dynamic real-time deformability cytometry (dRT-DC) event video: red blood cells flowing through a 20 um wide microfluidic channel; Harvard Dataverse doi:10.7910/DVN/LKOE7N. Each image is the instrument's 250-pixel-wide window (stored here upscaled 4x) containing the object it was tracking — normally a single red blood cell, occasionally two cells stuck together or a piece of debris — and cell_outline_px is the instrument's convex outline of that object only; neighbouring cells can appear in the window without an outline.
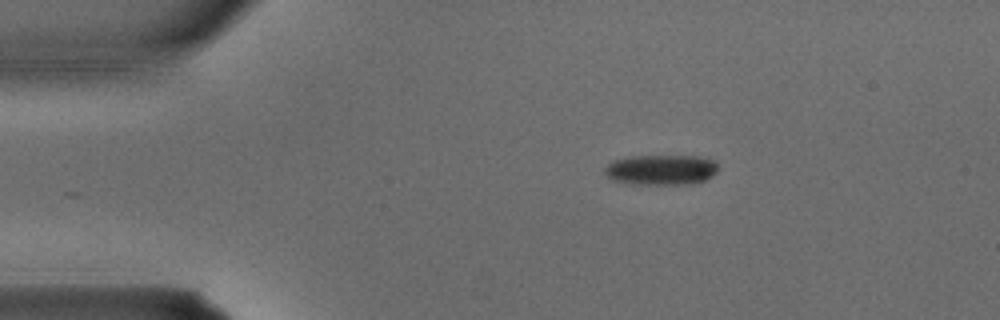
{"species": "common noctule bat (a hibernating species)", "species_latin": "Nyctalus noctula", "temperature_condition": "warm", "stored_images_in_passage": 2, "camera_frame_rate_fps": 3000, "um_per_image_px": 0.085, "animal": {"sex": "male", "body_mass_g": 15.6}, "frame": {"image": 1, "passage_image": 1, "time_ms": 0.0, "image_size_px": [1000, 320], "cell_outline_px": [[716, 172], [712, 176], [704, 180], [692, 184], [632, 184], [612, 180], [604, 172], [604, 168], [608, 164], [616, 160], [632, 156], [696, 156], [716, 160]], "centroid_in_image_um": [56.2, 14.43], "position_along_channel_um": 28.8, "area_um2": 19.94}}